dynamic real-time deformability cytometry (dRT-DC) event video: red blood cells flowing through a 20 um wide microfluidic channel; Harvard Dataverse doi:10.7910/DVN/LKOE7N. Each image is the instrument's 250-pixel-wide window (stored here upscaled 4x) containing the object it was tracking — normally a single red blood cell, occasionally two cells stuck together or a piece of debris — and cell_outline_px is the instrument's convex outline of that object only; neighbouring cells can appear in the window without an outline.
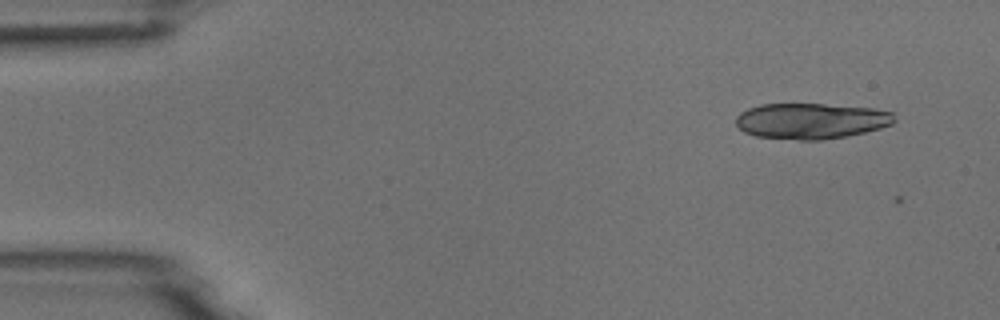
{"species": "common noctule bat (a hibernating species)", "species_latin": "Nyctalus noctula", "temperature_condition": "room temperature", "stored_images_in_passage": 5, "camera_frame_rate_fps": 3000, "um_per_image_px": 0.085, "animal": {"sex": "male", "body_mass_g": 18.8}, "frame": {"image": 1, "passage_image": 1, "time_ms": 0.0, "image_size_px": [1000, 320], "cell_outline_px": [[896, 120], [892, 124], [880, 128], [848, 136], [824, 140], [800, 140], [756, 136], [744, 132], [736, 124], [736, 116], [740, 112], [748, 108], [760, 104], [824, 104], [872, 108], [892, 112]], "centroid_in_image_um": [68.93, 10.28], "position_along_channel_um": 16.1, "area_um2": 33.12}}
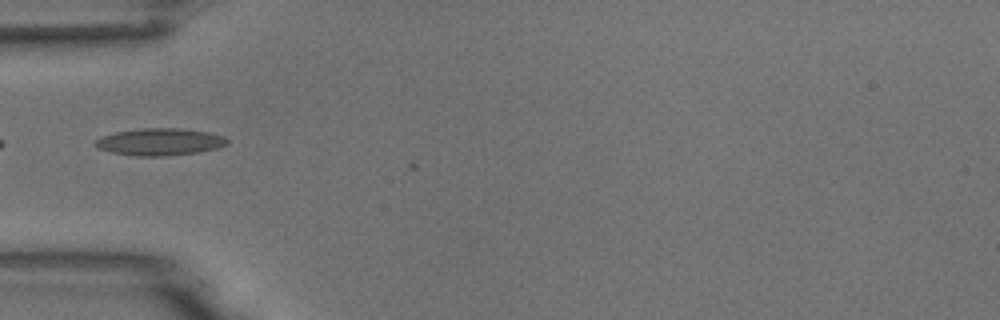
{"frame": {"image": 2, "passage_image": 4, "time_ms": 4.333, "image_size_px": [1000, 320], "cell_outline_px": [[228, 144], [216, 148], [200, 152], [164, 156], [136, 156], [112, 152], [96, 148], [92, 144], [100, 136], [116, 132], [144, 128], [180, 128], [208, 132], [224, 136], [228, 140]], "centroid_in_image_um": [13.56, 12.06], "position_along_channel_um": 71.4, "area_um2": 20.92}}